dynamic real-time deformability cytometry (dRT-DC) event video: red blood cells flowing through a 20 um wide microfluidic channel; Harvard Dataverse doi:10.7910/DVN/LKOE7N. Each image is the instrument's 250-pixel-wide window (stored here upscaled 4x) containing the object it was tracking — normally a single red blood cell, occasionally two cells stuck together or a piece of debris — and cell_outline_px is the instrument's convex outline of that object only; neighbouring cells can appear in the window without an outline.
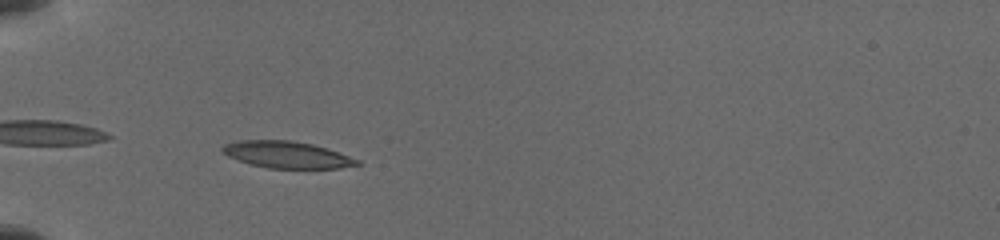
{"species": "common noctule bat (a hibernating species)", "species_latin": "Nyctalus noctula", "temperature_condition": "cold", "stored_images_in_passage": 9, "camera_frame_rate_fps": 3000, "um_per_image_px": 0.085, "animal": {"sex": "female", "body_mass_g": 19.5, "forearm_length_mm": 54.1}, "frame": {"image": 1, "passage_image": 2, "time_ms": 0.333, "image_size_px": [1000, 240], "cell_outline_px": [[360, 164], [340, 168], [268, 168], [248, 164], [228, 156], [220, 152], [220, 148], [224, 144], [240, 140], [288, 140], [312, 144], [360, 160]], "centroid_in_image_um": [24.3, 13.15], "position_along_channel_um": 60.7, "area_um2": 20.87}}
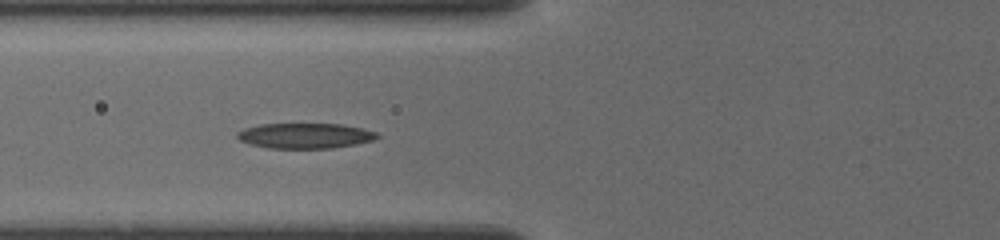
{"frame": {"image": 2, "passage_image": 7, "time_ms": 1.667, "image_size_px": [1000, 240], "cell_outline_px": [[380, 136], [372, 140], [356, 144], [332, 148], [268, 148], [252, 144], [240, 140], [236, 136], [236, 132], [244, 128], [260, 124], [340, 124], [364, 128], [376, 132]], "centroid_in_image_um": [25.93, 11.53], "position_along_channel_um": 99.9, "area_um2": 20.58}}